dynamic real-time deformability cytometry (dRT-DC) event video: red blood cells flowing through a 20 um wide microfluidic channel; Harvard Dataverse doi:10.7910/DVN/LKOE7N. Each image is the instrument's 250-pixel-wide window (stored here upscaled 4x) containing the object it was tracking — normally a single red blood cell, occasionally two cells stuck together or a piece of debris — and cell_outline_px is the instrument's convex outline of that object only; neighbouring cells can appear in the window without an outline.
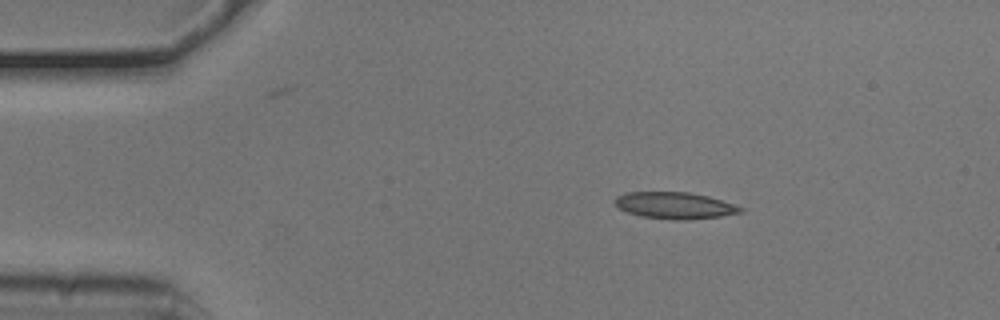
{"species": "common noctule bat (a hibernating species)", "species_latin": "Nyctalus noctula", "temperature_condition": "cold", "stored_images_in_passage": 12, "camera_frame_rate_fps": 3000, "um_per_image_px": 0.085, "animal": {"sex": "male", "body_mass_g": 20.5, "forearm_length_mm": 52.5}, "frame": {"image": 1, "passage_image": 1, "time_ms": 0.0, "image_size_px": [1000, 320], "cell_outline_px": [[744, 212], [720, 216], [688, 220], [672, 220], [644, 216], [628, 212], [620, 208], [612, 200], [616, 196], [628, 192], [688, 192], [708, 196], [736, 204], [744, 208]], "centroid_in_image_um": [57.39, 17.46], "position_along_channel_um": 27.6, "area_um2": 19.54}}
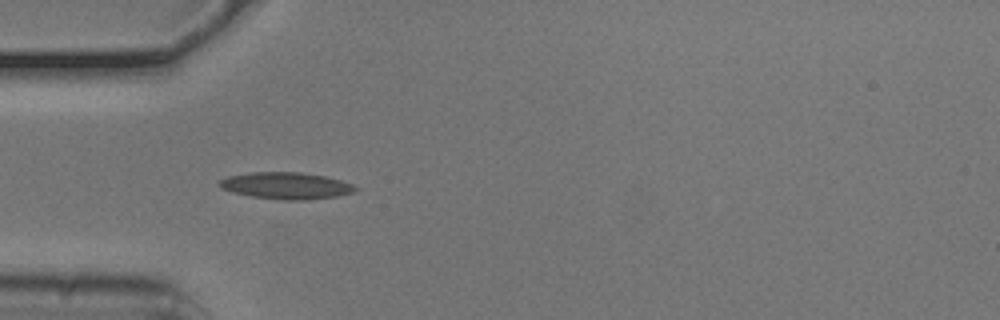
{"frame": {"image": 2, "passage_image": 8, "time_ms": 2.333, "image_size_px": [1000, 320], "cell_outline_px": [[360, 188], [352, 192], [336, 196], [304, 200], [284, 200], [252, 196], [232, 192], [220, 188], [220, 180], [228, 176], [252, 172], [300, 172], [324, 176], [340, 180], [352, 184]], "centroid_in_image_um": [24.32, 15.78], "position_along_channel_um": 60.7, "area_um2": 20.98}}
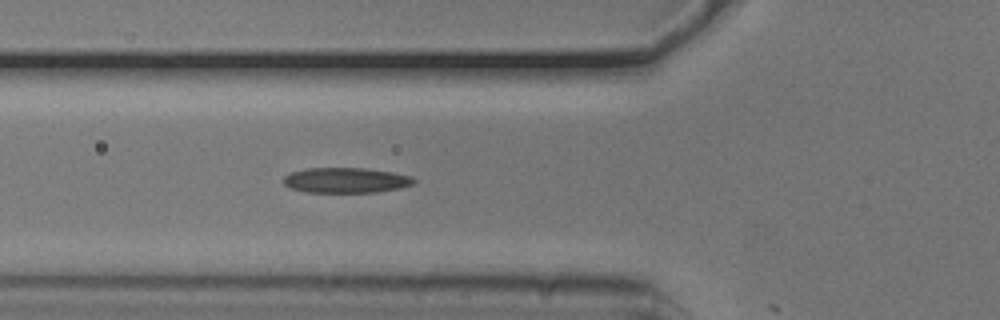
{"frame": {"image": 3, "passage_image": 11, "time_ms": 3.333, "image_size_px": [1000, 320], "cell_outline_px": [[416, 184], [400, 188], [376, 192], [308, 192], [292, 188], [284, 184], [284, 176], [288, 172], [304, 168], [368, 168], [392, 172], [412, 176], [416, 180]], "centroid_in_image_um": [29.43, 15.31], "position_along_channel_um": 96.4, "area_um2": 19.36}}